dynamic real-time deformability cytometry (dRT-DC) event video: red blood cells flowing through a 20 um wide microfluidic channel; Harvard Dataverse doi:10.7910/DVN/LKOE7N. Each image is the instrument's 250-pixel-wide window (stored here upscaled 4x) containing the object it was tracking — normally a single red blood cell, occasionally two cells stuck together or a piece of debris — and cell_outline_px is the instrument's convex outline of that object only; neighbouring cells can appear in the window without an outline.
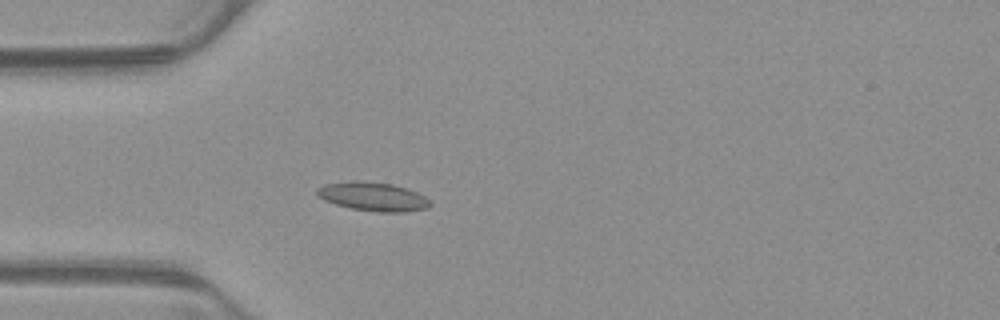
{"species": "common noctule bat (a hibernating species)", "species_latin": "Nyctalus noctula", "temperature_condition": "warm", "stored_images_in_passage": 54, "camera_frame_rate_fps": 3000, "um_per_image_px": 0.085, "animal": {"sex": "male", "body_mass_g": 23.1, "forearm_length_mm": 52.7}, "frame": {"image": 1, "passage_image": 16, "time_ms": 5.0, "image_size_px": [1000, 320], "cell_outline_px": [[432, 204], [428, 208], [404, 212], [380, 212], [352, 208], [336, 204], [324, 200], [316, 196], [316, 188], [324, 184], [352, 180], [360, 180], [392, 184], [416, 192], [424, 196]], "centroid_in_image_um": [31.66, 16.7], "position_along_channel_um": 53.3, "area_um2": 18.96}}
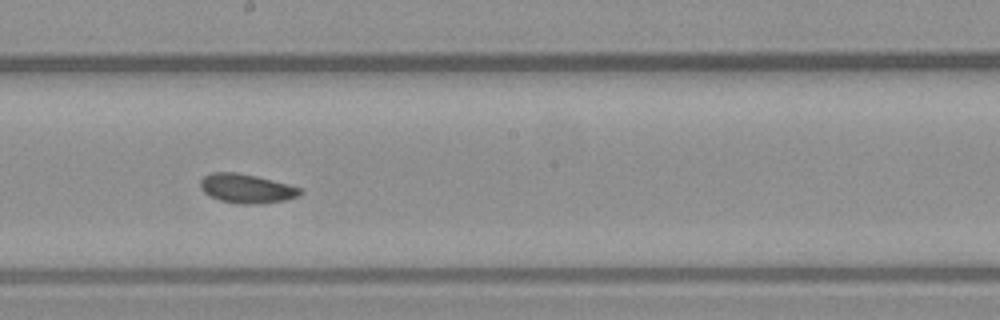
{"frame": {"image": 2, "passage_image": 30, "time_ms": 9.667, "image_size_px": [1000, 320], "cell_outline_px": [[304, 192], [300, 196], [284, 200], [256, 204], [236, 204], [220, 200], [204, 192], [200, 188], [200, 180], [204, 176], [212, 172], [236, 172], [256, 176], [288, 184], [300, 188]], "centroid_in_image_um": [20.96, 16.02], "position_along_channel_um": 227.2, "area_um2": 16.94}}
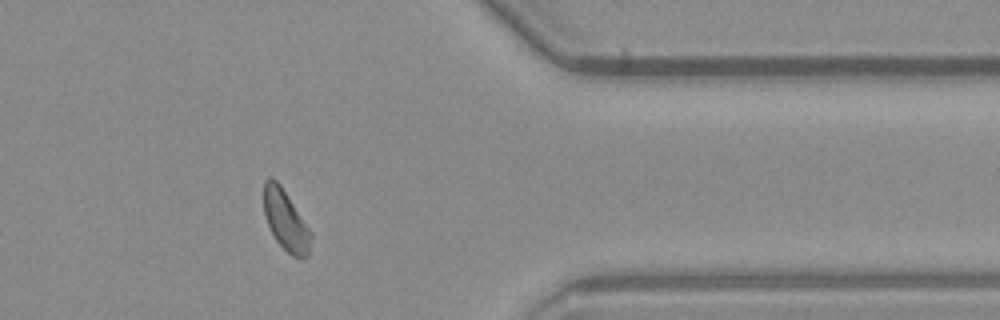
{"frame": {"image": 3, "passage_image": 44, "time_ms": 14.333, "image_size_px": [1000, 320], "cell_outline_px": [[312, 236], [308, 256], [292, 256], [276, 240], [268, 224], [264, 212], [264, 180], [268, 176], [272, 176], [280, 184], [312, 232]], "centroid_in_image_um": [24.28, 18.69], "position_along_channel_um": 387.1, "area_um2": 16.36}, "authors_computed_cell_mechanics": {"area_um2": 16.9354, "velocity_mm_per_s": 3.8488, "shape_relaxation_time_tau1_ms": 3.5532, "shape_relaxation_time_tau2_ms": 2.419, "deformation_change_tau1": 0.0916, "deformation_change_tau2": 0.0831}}